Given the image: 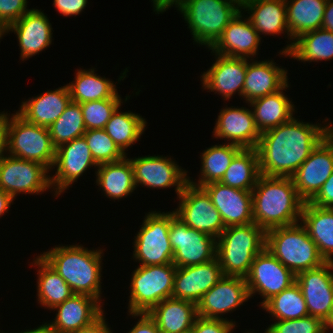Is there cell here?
I'll list each match as a JSON object with an SVG mask.
<instances>
[{
    "label": "cell",
    "mask_w": 333,
    "mask_h": 333,
    "mask_svg": "<svg viewBox=\"0 0 333 333\" xmlns=\"http://www.w3.org/2000/svg\"><path fill=\"white\" fill-rule=\"evenodd\" d=\"M312 124L293 117L261 133L257 146L260 174L292 177L311 152L333 131V125Z\"/></svg>",
    "instance_id": "cell-1"
},
{
    "label": "cell",
    "mask_w": 333,
    "mask_h": 333,
    "mask_svg": "<svg viewBox=\"0 0 333 333\" xmlns=\"http://www.w3.org/2000/svg\"><path fill=\"white\" fill-rule=\"evenodd\" d=\"M303 204L292 177L260 174L252 189L254 223L265 232L300 223Z\"/></svg>",
    "instance_id": "cell-2"
},
{
    "label": "cell",
    "mask_w": 333,
    "mask_h": 333,
    "mask_svg": "<svg viewBox=\"0 0 333 333\" xmlns=\"http://www.w3.org/2000/svg\"><path fill=\"white\" fill-rule=\"evenodd\" d=\"M83 245H60L40 256L66 281L74 294H85L102 301V254Z\"/></svg>",
    "instance_id": "cell-3"
},
{
    "label": "cell",
    "mask_w": 333,
    "mask_h": 333,
    "mask_svg": "<svg viewBox=\"0 0 333 333\" xmlns=\"http://www.w3.org/2000/svg\"><path fill=\"white\" fill-rule=\"evenodd\" d=\"M266 245V232L254 222L228 226L216 239V258L224 276L246 278L254 257Z\"/></svg>",
    "instance_id": "cell-4"
},
{
    "label": "cell",
    "mask_w": 333,
    "mask_h": 333,
    "mask_svg": "<svg viewBox=\"0 0 333 333\" xmlns=\"http://www.w3.org/2000/svg\"><path fill=\"white\" fill-rule=\"evenodd\" d=\"M174 7L183 15L193 42L210 49L241 10V3L237 0H180Z\"/></svg>",
    "instance_id": "cell-5"
},
{
    "label": "cell",
    "mask_w": 333,
    "mask_h": 333,
    "mask_svg": "<svg viewBox=\"0 0 333 333\" xmlns=\"http://www.w3.org/2000/svg\"><path fill=\"white\" fill-rule=\"evenodd\" d=\"M265 248L295 275L326 263L301 223L267 230Z\"/></svg>",
    "instance_id": "cell-6"
},
{
    "label": "cell",
    "mask_w": 333,
    "mask_h": 333,
    "mask_svg": "<svg viewBox=\"0 0 333 333\" xmlns=\"http://www.w3.org/2000/svg\"><path fill=\"white\" fill-rule=\"evenodd\" d=\"M177 267L171 264L139 265L130 282L129 313H148L155 305L172 297Z\"/></svg>",
    "instance_id": "cell-7"
},
{
    "label": "cell",
    "mask_w": 333,
    "mask_h": 333,
    "mask_svg": "<svg viewBox=\"0 0 333 333\" xmlns=\"http://www.w3.org/2000/svg\"><path fill=\"white\" fill-rule=\"evenodd\" d=\"M6 154L38 162L51 172L56 148L48 128L29 123L15 112L11 115L8 125Z\"/></svg>",
    "instance_id": "cell-8"
},
{
    "label": "cell",
    "mask_w": 333,
    "mask_h": 333,
    "mask_svg": "<svg viewBox=\"0 0 333 333\" xmlns=\"http://www.w3.org/2000/svg\"><path fill=\"white\" fill-rule=\"evenodd\" d=\"M145 214L133 240V259L144 266L173 263V250L169 240L170 212L155 210Z\"/></svg>",
    "instance_id": "cell-9"
},
{
    "label": "cell",
    "mask_w": 333,
    "mask_h": 333,
    "mask_svg": "<svg viewBox=\"0 0 333 333\" xmlns=\"http://www.w3.org/2000/svg\"><path fill=\"white\" fill-rule=\"evenodd\" d=\"M169 240L176 267L204 264L216 258V239L187 226L174 211L170 212Z\"/></svg>",
    "instance_id": "cell-10"
},
{
    "label": "cell",
    "mask_w": 333,
    "mask_h": 333,
    "mask_svg": "<svg viewBox=\"0 0 333 333\" xmlns=\"http://www.w3.org/2000/svg\"><path fill=\"white\" fill-rule=\"evenodd\" d=\"M49 172L38 162L3 154L0 156V189L14 199L21 193L42 194L52 190Z\"/></svg>",
    "instance_id": "cell-11"
},
{
    "label": "cell",
    "mask_w": 333,
    "mask_h": 333,
    "mask_svg": "<svg viewBox=\"0 0 333 333\" xmlns=\"http://www.w3.org/2000/svg\"><path fill=\"white\" fill-rule=\"evenodd\" d=\"M177 199L179 206L173 211L183 223L215 239L222 234L226 227L203 187L187 182Z\"/></svg>",
    "instance_id": "cell-12"
},
{
    "label": "cell",
    "mask_w": 333,
    "mask_h": 333,
    "mask_svg": "<svg viewBox=\"0 0 333 333\" xmlns=\"http://www.w3.org/2000/svg\"><path fill=\"white\" fill-rule=\"evenodd\" d=\"M246 284L250 299L258 293L262 306L267 300L296 282V275L264 248L254 257Z\"/></svg>",
    "instance_id": "cell-13"
},
{
    "label": "cell",
    "mask_w": 333,
    "mask_h": 333,
    "mask_svg": "<svg viewBox=\"0 0 333 333\" xmlns=\"http://www.w3.org/2000/svg\"><path fill=\"white\" fill-rule=\"evenodd\" d=\"M98 167L85 138L79 137L56 148V157L50 176L51 188L56 198L64 193L90 167ZM56 168V169H55Z\"/></svg>",
    "instance_id": "cell-14"
},
{
    "label": "cell",
    "mask_w": 333,
    "mask_h": 333,
    "mask_svg": "<svg viewBox=\"0 0 333 333\" xmlns=\"http://www.w3.org/2000/svg\"><path fill=\"white\" fill-rule=\"evenodd\" d=\"M136 188L166 189L175 186L177 197L188 182V174L171 157L159 155L130 158Z\"/></svg>",
    "instance_id": "cell-15"
},
{
    "label": "cell",
    "mask_w": 333,
    "mask_h": 333,
    "mask_svg": "<svg viewBox=\"0 0 333 333\" xmlns=\"http://www.w3.org/2000/svg\"><path fill=\"white\" fill-rule=\"evenodd\" d=\"M333 173V131L311 152L292 176L297 194L309 202Z\"/></svg>",
    "instance_id": "cell-16"
},
{
    "label": "cell",
    "mask_w": 333,
    "mask_h": 333,
    "mask_svg": "<svg viewBox=\"0 0 333 333\" xmlns=\"http://www.w3.org/2000/svg\"><path fill=\"white\" fill-rule=\"evenodd\" d=\"M296 283L303 293L309 316L326 323L333 311V262L299 273Z\"/></svg>",
    "instance_id": "cell-17"
},
{
    "label": "cell",
    "mask_w": 333,
    "mask_h": 333,
    "mask_svg": "<svg viewBox=\"0 0 333 333\" xmlns=\"http://www.w3.org/2000/svg\"><path fill=\"white\" fill-rule=\"evenodd\" d=\"M249 299L245 278L223 276L196 304L197 316L229 320L222 316L236 311Z\"/></svg>",
    "instance_id": "cell-18"
},
{
    "label": "cell",
    "mask_w": 333,
    "mask_h": 333,
    "mask_svg": "<svg viewBox=\"0 0 333 333\" xmlns=\"http://www.w3.org/2000/svg\"><path fill=\"white\" fill-rule=\"evenodd\" d=\"M212 133L214 138L241 148H257L261 136L252 110L228 105L220 109Z\"/></svg>",
    "instance_id": "cell-19"
},
{
    "label": "cell",
    "mask_w": 333,
    "mask_h": 333,
    "mask_svg": "<svg viewBox=\"0 0 333 333\" xmlns=\"http://www.w3.org/2000/svg\"><path fill=\"white\" fill-rule=\"evenodd\" d=\"M213 55L216 61L200 77L203 89L221 95L224 100L236 93L243 98L247 58Z\"/></svg>",
    "instance_id": "cell-20"
},
{
    "label": "cell",
    "mask_w": 333,
    "mask_h": 333,
    "mask_svg": "<svg viewBox=\"0 0 333 333\" xmlns=\"http://www.w3.org/2000/svg\"><path fill=\"white\" fill-rule=\"evenodd\" d=\"M241 9L247 15L254 29L261 35H288L290 43L282 48L278 55L290 58L289 52L292 49L294 40L290 36L287 25V14L285 0H242Z\"/></svg>",
    "instance_id": "cell-21"
},
{
    "label": "cell",
    "mask_w": 333,
    "mask_h": 333,
    "mask_svg": "<svg viewBox=\"0 0 333 333\" xmlns=\"http://www.w3.org/2000/svg\"><path fill=\"white\" fill-rule=\"evenodd\" d=\"M52 31L47 15L34 8L6 28V34L13 32L17 36L22 61L50 47L53 40Z\"/></svg>",
    "instance_id": "cell-22"
},
{
    "label": "cell",
    "mask_w": 333,
    "mask_h": 333,
    "mask_svg": "<svg viewBox=\"0 0 333 333\" xmlns=\"http://www.w3.org/2000/svg\"><path fill=\"white\" fill-rule=\"evenodd\" d=\"M203 188L211 197L225 227L247 225L254 222L252 191L232 188L221 182H212Z\"/></svg>",
    "instance_id": "cell-23"
},
{
    "label": "cell",
    "mask_w": 333,
    "mask_h": 333,
    "mask_svg": "<svg viewBox=\"0 0 333 333\" xmlns=\"http://www.w3.org/2000/svg\"><path fill=\"white\" fill-rule=\"evenodd\" d=\"M223 276L217 258L204 264L177 267L172 297L197 304Z\"/></svg>",
    "instance_id": "cell-24"
},
{
    "label": "cell",
    "mask_w": 333,
    "mask_h": 333,
    "mask_svg": "<svg viewBox=\"0 0 333 333\" xmlns=\"http://www.w3.org/2000/svg\"><path fill=\"white\" fill-rule=\"evenodd\" d=\"M101 303L92 296L74 294L52 309L57 311L56 317L46 324L55 333H74L90 325L104 313Z\"/></svg>",
    "instance_id": "cell-25"
},
{
    "label": "cell",
    "mask_w": 333,
    "mask_h": 333,
    "mask_svg": "<svg viewBox=\"0 0 333 333\" xmlns=\"http://www.w3.org/2000/svg\"><path fill=\"white\" fill-rule=\"evenodd\" d=\"M243 13L241 9L230 21L222 35L209 49L212 50L211 53L247 59L256 57L261 38Z\"/></svg>",
    "instance_id": "cell-26"
},
{
    "label": "cell",
    "mask_w": 333,
    "mask_h": 333,
    "mask_svg": "<svg viewBox=\"0 0 333 333\" xmlns=\"http://www.w3.org/2000/svg\"><path fill=\"white\" fill-rule=\"evenodd\" d=\"M277 65V66H276ZM276 64L275 61H257L247 59L245 82L243 86V99L250 103L260 97L280 90L287 82V70Z\"/></svg>",
    "instance_id": "cell-27"
},
{
    "label": "cell",
    "mask_w": 333,
    "mask_h": 333,
    "mask_svg": "<svg viewBox=\"0 0 333 333\" xmlns=\"http://www.w3.org/2000/svg\"><path fill=\"white\" fill-rule=\"evenodd\" d=\"M70 101L66 84L22 101L16 112L27 122L48 128L62 115Z\"/></svg>",
    "instance_id": "cell-28"
},
{
    "label": "cell",
    "mask_w": 333,
    "mask_h": 333,
    "mask_svg": "<svg viewBox=\"0 0 333 333\" xmlns=\"http://www.w3.org/2000/svg\"><path fill=\"white\" fill-rule=\"evenodd\" d=\"M289 86L287 82L280 90L248 103L260 133L286 123L294 117L295 105L283 92Z\"/></svg>",
    "instance_id": "cell-29"
},
{
    "label": "cell",
    "mask_w": 333,
    "mask_h": 333,
    "mask_svg": "<svg viewBox=\"0 0 333 333\" xmlns=\"http://www.w3.org/2000/svg\"><path fill=\"white\" fill-rule=\"evenodd\" d=\"M148 314L160 333H184L192 329L197 307L193 302L170 297L155 305Z\"/></svg>",
    "instance_id": "cell-30"
},
{
    "label": "cell",
    "mask_w": 333,
    "mask_h": 333,
    "mask_svg": "<svg viewBox=\"0 0 333 333\" xmlns=\"http://www.w3.org/2000/svg\"><path fill=\"white\" fill-rule=\"evenodd\" d=\"M300 223L317 245L323 259L326 262H333V208L304 202Z\"/></svg>",
    "instance_id": "cell-31"
},
{
    "label": "cell",
    "mask_w": 333,
    "mask_h": 333,
    "mask_svg": "<svg viewBox=\"0 0 333 333\" xmlns=\"http://www.w3.org/2000/svg\"><path fill=\"white\" fill-rule=\"evenodd\" d=\"M96 184L107 198L118 200L131 195L136 188L133 168L126 156L117 162L102 163L96 168Z\"/></svg>",
    "instance_id": "cell-32"
},
{
    "label": "cell",
    "mask_w": 333,
    "mask_h": 333,
    "mask_svg": "<svg viewBox=\"0 0 333 333\" xmlns=\"http://www.w3.org/2000/svg\"><path fill=\"white\" fill-rule=\"evenodd\" d=\"M95 69H77L74 81L67 84L71 101L81 104L107 98H121L116 83L98 75Z\"/></svg>",
    "instance_id": "cell-33"
},
{
    "label": "cell",
    "mask_w": 333,
    "mask_h": 333,
    "mask_svg": "<svg viewBox=\"0 0 333 333\" xmlns=\"http://www.w3.org/2000/svg\"><path fill=\"white\" fill-rule=\"evenodd\" d=\"M37 266V300L45 309H53L69 299L74 293L66 281L40 256L33 258Z\"/></svg>",
    "instance_id": "cell-34"
},
{
    "label": "cell",
    "mask_w": 333,
    "mask_h": 333,
    "mask_svg": "<svg viewBox=\"0 0 333 333\" xmlns=\"http://www.w3.org/2000/svg\"><path fill=\"white\" fill-rule=\"evenodd\" d=\"M327 0H285L287 25L293 40L320 29Z\"/></svg>",
    "instance_id": "cell-35"
},
{
    "label": "cell",
    "mask_w": 333,
    "mask_h": 333,
    "mask_svg": "<svg viewBox=\"0 0 333 333\" xmlns=\"http://www.w3.org/2000/svg\"><path fill=\"white\" fill-rule=\"evenodd\" d=\"M289 55L303 63L330 61L333 59V32L320 28L301 34L294 40Z\"/></svg>",
    "instance_id": "cell-36"
},
{
    "label": "cell",
    "mask_w": 333,
    "mask_h": 333,
    "mask_svg": "<svg viewBox=\"0 0 333 333\" xmlns=\"http://www.w3.org/2000/svg\"><path fill=\"white\" fill-rule=\"evenodd\" d=\"M241 149L240 146L230 143L208 147L200 155L202 166L200 167L199 180L193 181L188 176V182L198 187L212 182H220L232 159Z\"/></svg>",
    "instance_id": "cell-37"
},
{
    "label": "cell",
    "mask_w": 333,
    "mask_h": 333,
    "mask_svg": "<svg viewBox=\"0 0 333 333\" xmlns=\"http://www.w3.org/2000/svg\"><path fill=\"white\" fill-rule=\"evenodd\" d=\"M259 176L257 148H242L232 159L220 182L232 188L252 191Z\"/></svg>",
    "instance_id": "cell-38"
},
{
    "label": "cell",
    "mask_w": 333,
    "mask_h": 333,
    "mask_svg": "<svg viewBox=\"0 0 333 333\" xmlns=\"http://www.w3.org/2000/svg\"><path fill=\"white\" fill-rule=\"evenodd\" d=\"M118 107L106 123L104 130L124 152L135 144L147 128V121L140 114L131 111L121 112Z\"/></svg>",
    "instance_id": "cell-39"
},
{
    "label": "cell",
    "mask_w": 333,
    "mask_h": 333,
    "mask_svg": "<svg viewBox=\"0 0 333 333\" xmlns=\"http://www.w3.org/2000/svg\"><path fill=\"white\" fill-rule=\"evenodd\" d=\"M275 321L294 320L309 316L300 286L295 282L281 293L274 295L262 306Z\"/></svg>",
    "instance_id": "cell-40"
},
{
    "label": "cell",
    "mask_w": 333,
    "mask_h": 333,
    "mask_svg": "<svg viewBox=\"0 0 333 333\" xmlns=\"http://www.w3.org/2000/svg\"><path fill=\"white\" fill-rule=\"evenodd\" d=\"M48 130L55 148L82 137L86 128L80 103L70 101L62 115L48 127Z\"/></svg>",
    "instance_id": "cell-41"
},
{
    "label": "cell",
    "mask_w": 333,
    "mask_h": 333,
    "mask_svg": "<svg viewBox=\"0 0 333 333\" xmlns=\"http://www.w3.org/2000/svg\"><path fill=\"white\" fill-rule=\"evenodd\" d=\"M83 137L89 146L91 155L99 165L102 163L117 162L127 156L104 129L86 130Z\"/></svg>",
    "instance_id": "cell-42"
},
{
    "label": "cell",
    "mask_w": 333,
    "mask_h": 333,
    "mask_svg": "<svg viewBox=\"0 0 333 333\" xmlns=\"http://www.w3.org/2000/svg\"><path fill=\"white\" fill-rule=\"evenodd\" d=\"M122 98H107L81 103V111L86 130L104 129L115 110L122 106Z\"/></svg>",
    "instance_id": "cell-43"
},
{
    "label": "cell",
    "mask_w": 333,
    "mask_h": 333,
    "mask_svg": "<svg viewBox=\"0 0 333 333\" xmlns=\"http://www.w3.org/2000/svg\"><path fill=\"white\" fill-rule=\"evenodd\" d=\"M264 331L265 333H326L325 323L313 316L275 321Z\"/></svg>",
    "instance_id": "cell-44"
},
{
    "label": "cell",
    "mask_w": 333,
    "mask_h": 333,
    "mask_svg": "<svg viewBox=\"0 0 333 333\" xmlns=\"http://www.w3.org/2000/svg\"><path fill=\"white\" fill-rule=\"evenodd\" d=\"M236 321L226 319L203 318L197 316L191 333H233Z\"/></svg>",
    "instance_id": "cell-45"
},
{
    "label": "cell",
    "mask_w": 333,
    "mask_h": 333,
    "mask_svg": "<svg viewBox=\"0 0 333 333\" xmlns=\"http://www.w3.org/2000/svg\"><path fill=\"white\" fill-rule=\"evenodd\" d=\"M27 0H0V24L7 28L31 9Z\"/></svg>",
    "instance_id": "cell-46"
},
{
    "label": "cell",
    "mask_w": 333,
    "mask_h": 333,
    "mask_svg": "<svg viewBox=\"0 0 333 333\" xmlns=\"http://www.w3.org/2000/svg\"><path fill=\"white\" fill-rule=\"evenodd\" d=\"M309 203L319 207L333 208V173Z\"/></svg>",
    "instance_id": "cell-47"
},
{
    "label": "cell",
    "mask_w": 333,
    "mask_h": 333,
    "mask_svg": "<svg viewBox=\"0 0 333 333\" xmlns=\"http://www.w3.org/2000/svg\"><path fill=\"white\" fill-rule=\"evenodd\" d=\"M87 3L88 0H53V6L65 17L80 15Z\"/></svg>",
    "instance_id": "cell-48"
},
{
    "label": "cell",
    "mask_w": 333,
    "mask_h": 333,
    "mask_svg": "<svg viewBox=\"0 0 333 333\" xmlns=\"http://www.w3.org/2000/svg\"><path fill=\"white\" fill-rule=\"evenodd\" d=\"M132 317H140L136 324L127 333H160L155 320L145 312L129 313Z\"/></svg>",
    "instance_id": "cell-49"
},
{
    "label": "cell",
    "mask_w": 333,
    "mask_h": 333,
    "mask_svg": "<svg viewBox=\"0 0 333 333\" xmlns=\"http://www.w3.org/2000/svg\"><path fill=\"white\" fill-rule=\"evenodd\" d=\"M104 313L96 319L90 325L83 327L82 329L74 332V333H113V330H110L108 322L105 319Z\"/></svg>",
    "instance_id": "cell-50"
},
{
    "label": "cell",
    "mask_w": 333,
    "mask_h": 333,
    "mask_svg": "<svg viewBox=\"0 0 333 333\" xmlns=\"http://www.w3.org/2000/svg\"><path fill=\"white\" fill-rule=\"evenodd\" d=\"M10 118L11 116L7 112H0V156L6 154Z\"/></svg>",
    "instance_id": "cell-51"
},
{
    "label": "cell",
    "mask_w": 333,
    "mask_h": 333,
    "mask_svg": "<svg viewBox=\"0 0 333 333\" xmlns=\"http://www.w3.org/2000/svg\"><path fill=\"white\" fill-rule=\"evenodd\" d=\"M321 28L333 32V0H327Z\"/></svg>",
    "instance_id": "cell-52"
},
{
    "label": "cell",
    "mask_w": 333,
    "mask_h": 333,
    "mask_svg": "<svg viewBox=\"0 0 333 333\" xmlns=\"http://www.w3.org/2000/svg\"><path fill=\"white\" fill-rule=\"evenodd\" d=\"M14 198L0 189V217L8 212Z\"/></svg>",
    "instance_id": "cell-53"
},
{
    "label": "cell",
    "mask_w": 333,
    "mask_h": 333,
    "mask_svg": "<svg viewBox=\"0 0 333 333\" xmlns=\"http://www.w3.org/2000/svg\"><path fill=\"white\" fill-rule=\"evenodd\" d=\"M0 333H5V332L2 331ZM17 333H55V332L45 322L44 324L39 325V327H37V328L30 329V330L26 329L25 331H21V332L18 331Z\"/></svg>",
    "instance_id": "cell-54"
},
{
    "label": "cell",
    "mask_w": 333,
    "mask_h": 333,
    "mask_svg": "<svg viewBox=\"0 0 333 333\" xmlns=\"http://www.w3.org/2000/svg\"><path fill=\"white\" fill-rule=\"evenodd\" d=\"M327 331L333 333V311L331 317L325 323V332L328 333Z\"/></svg>",
    "instance_id": "cell-55"
},
{
    "label": "cell",
    "mask_w": 333,
    "mask_h": 333,
    "mask_svg": "<svg viewBox=\"0 0 333 333\" xmlns=\"http://www.w3.org/2000/svg\"><path fill=\"white\" fill-rule=\"evenodd\" d=\"M4 35H6V28L0 24V39H2Z\"/></svg>",
    "instance_id": "cell-56"
},
{
    "label": "cell",
    "mask_w": 333,
    "mask_h": 333,
    "mask_svg": "<svg viewBox=\"0 0 333 333\" xmlns=\"http://www.w3.org/2000/svg\"><path fill=\"white\" fill-rule=\"evenodd\" d=\"M250 330H248L247 332H244V333H256V332H254V330H252V331H250ZM263 333H265V332H263Z\"/></svg>",
    "instance_id": "cell-57"
}]
</instances>
